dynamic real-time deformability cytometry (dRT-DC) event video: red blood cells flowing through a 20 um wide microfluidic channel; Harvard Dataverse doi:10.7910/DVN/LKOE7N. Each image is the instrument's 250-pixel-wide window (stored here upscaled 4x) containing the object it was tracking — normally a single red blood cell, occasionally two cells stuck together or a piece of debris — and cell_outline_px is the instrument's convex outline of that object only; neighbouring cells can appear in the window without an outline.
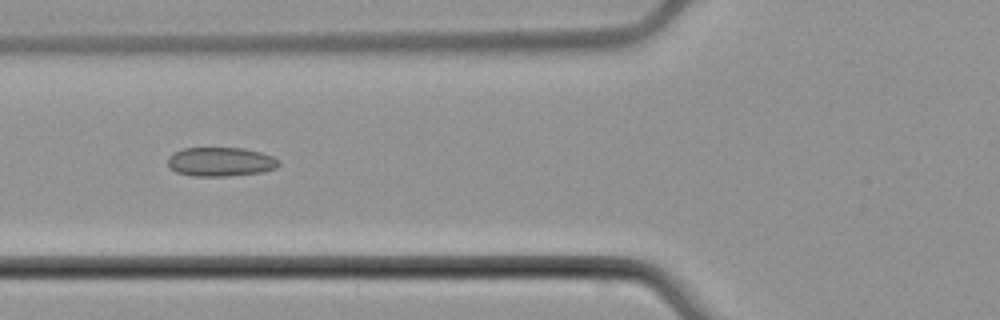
{"species": "common noctule bat (a hibernating species)", "species_latin": "Nyctalus noctula", "temperature_condition": "cold", "stored_images_in_passage": 8, "camera_frame_rate_fps": 3000, "um_per_image_px": 0.085, "animal": {"sex": "male", "body_mass_g": 21.5, "forearm_length_mm": 52.0}, "frame": {"image": 1, "passage_image": 5, "time_ms": 6.0, "image_size_px": [1000, 320], "cell_outline_px": [[280, 164], [276, 168], [264, 172], [228, 176], [192, 176], [176, 172], [168, 164], [168, 156], [172, 152], [184, 148], [244, 148], [260, 152], [272, 156], [280, 160]], "centroid_in_image_um": [18.76, 13.75], "position_along_channel_um": 107.0, "area_um2": 18.96}}
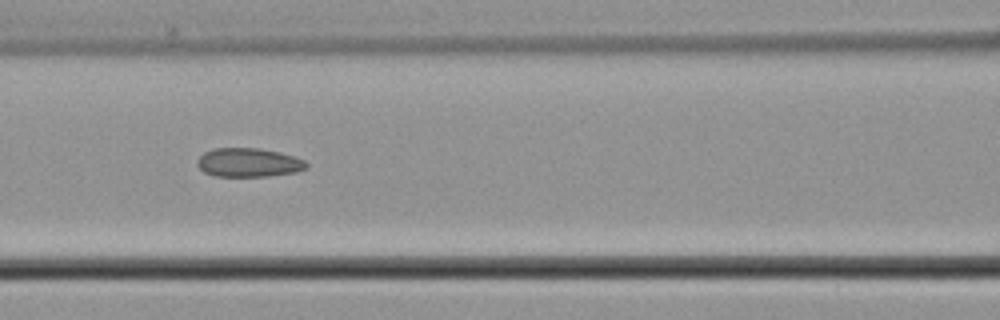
{"frame": {"image": 2, "passage_image": 6, "time_ms": 7.0, "image_size_px": [1000, 320], "cell_outline_px": [[308, 168], [296, 172], [268, 176], [216, 176], [204, 172], [196, 164], [196, 160], [204, 152], [212, 148], [260, 148], [280, 152], [304, 160], [308, 164]], "centroid_in_image_um": [21.12, 13.81], "position_along_channel_um": 145.5, "area_um2": 18.44}}
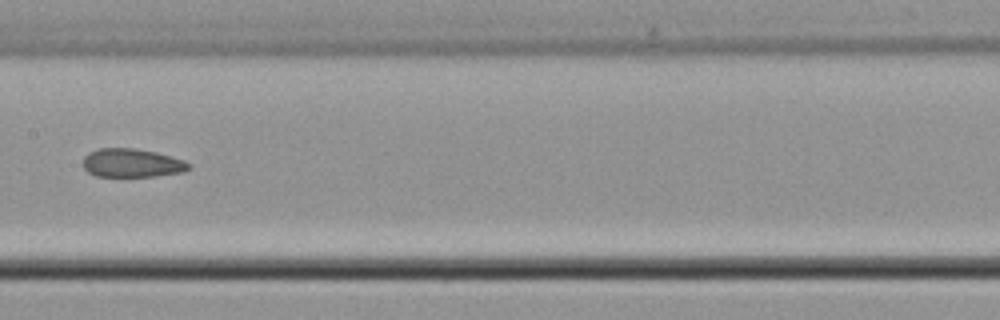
{"frame": {"image": 3, "passage_image": 7, "time_ms": 8.333, "image_size_px": [1000, 320], "cell_outline_px": [[192, 168], [184, 172], [156, 176], [96, 176], [88, 172], [84, 168], [84, 156], [88, 152], [100, 148], [136, 148], [156, 152], [172, 156], [184, 160], [192, 164]], "centroid_in_image_um": [11.26, 13.85], "position_along_channel_um": 196.1, "area_um2": 17.8}}